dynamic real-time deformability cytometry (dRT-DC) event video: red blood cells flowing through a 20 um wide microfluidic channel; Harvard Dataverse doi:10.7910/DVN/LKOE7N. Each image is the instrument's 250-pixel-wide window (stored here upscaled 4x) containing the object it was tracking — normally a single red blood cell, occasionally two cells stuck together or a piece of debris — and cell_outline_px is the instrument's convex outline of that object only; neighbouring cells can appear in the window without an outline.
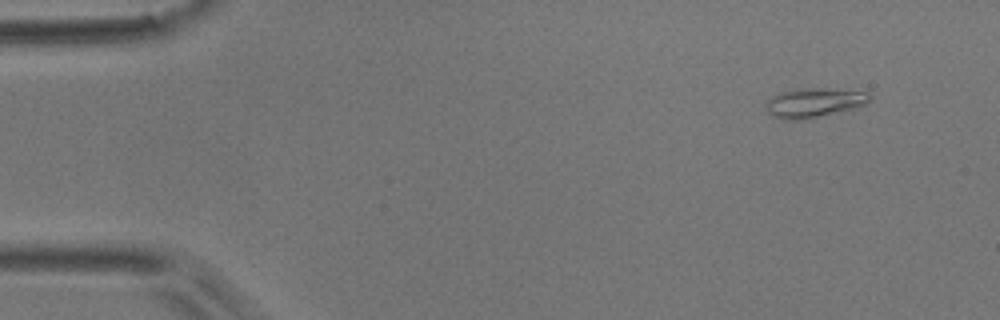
{"species": "common noctule bat (a hibernating species)", "species_latin": "Nyctalus noctula", "temperature_condition": "room temperature", "stored_images_in_passage": 4, "camera_frame_rate_fps": 3000, "um_per_image_px": 0.085, "animal": {"sex": "male", "body_mass_g": 17.9}, "frame": {"image": 1, "passage_image": 1, "time_ms": 0.0, "image_size_px": [1000, 320], "cell_outline_px": [[872, 96], [868, 104], [856, 108], [812, 120], [784, 120], [772, 116], [768, 112], [764, 104], [772, 96], [780, 92], [796, 88], [820, 88], [868, 92]], "centroid_in_image_um": [69.21, 8.76], "position_along_channel_um": 15.8, "area_um2": 18.44}}